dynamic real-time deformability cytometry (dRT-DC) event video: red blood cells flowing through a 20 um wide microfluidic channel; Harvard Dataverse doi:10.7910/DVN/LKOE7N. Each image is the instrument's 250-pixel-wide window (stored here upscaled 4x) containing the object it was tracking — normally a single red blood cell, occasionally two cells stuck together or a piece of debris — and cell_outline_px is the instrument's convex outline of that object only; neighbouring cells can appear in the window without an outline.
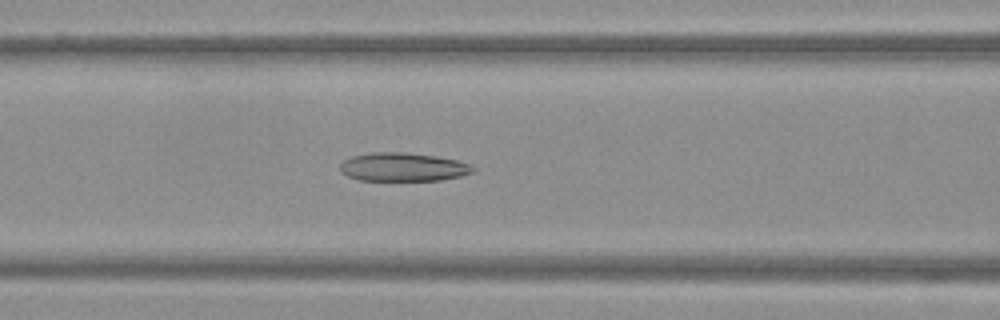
{"species": "Egyptian fruit bat (a non-hibernating species)", "species_latin": "Rousettus aegyptiacus", "temperature_condition": "warm", "stored_images_in_passage": 51, "camera_frame_rate_fps": 3000, "um_per_image_px": 0.085, "frame": {"image": 1, "passage_image": 22, "time_ms": 7.0, "image_size_px": [1000, 320], "cell_outline_px": [[476, 168], [472, 172], [460, 176], [440, 180], [360, 180], [348, 176], [340, 172], [340, 164], [344, 160], [352, 156], [372, 152], [404, 152], [436, 156], [456, 160], [468, 164]], "centroid_in_image_um": [34.23, 14.19], "position_along_channel_um": 132.4, "area_um2": 21.96}}
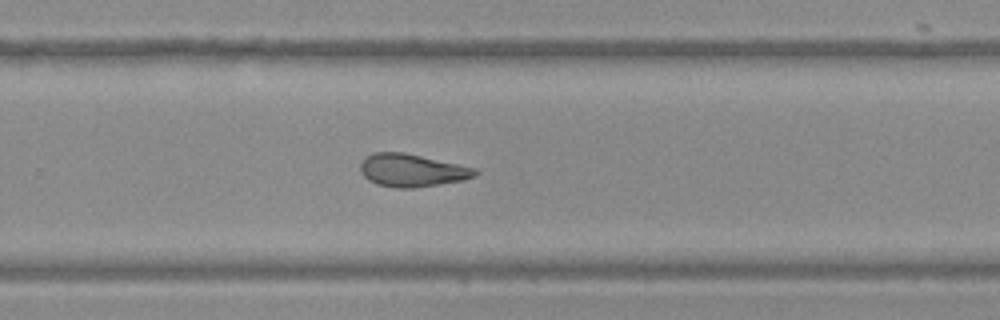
{"frame": {"image": 2, "passage_image": 34, "time_ms": 11.0, "image_size_px": [1000, 320], "cell_outline_px": [[480, 172], [476, 176], [460, 180], [412, 188], [396, 188], [376, 184], [368, 180], [360, 172], [360, 164], [372, 152], [404, 152], [476, 168]], "centroid_in_image_um": [34.99, 14.47], "position_along_channel_um": 294.8, "area_um2": 21.73}}
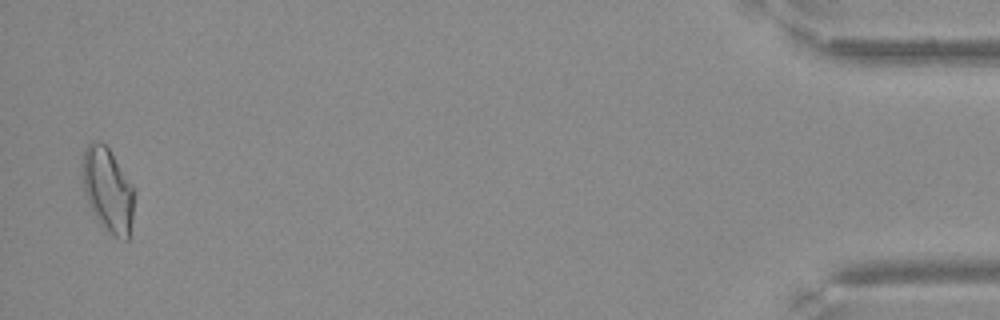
{"frame": {"image": 3, "passage_image": 50, "time_ms": 16.333, "image_size_px": [1000, 320], "cell_outline_px": [[136, 192], [128, 240], [124, 240], [112, 236], [100, 224], [84, 192], [80, 172], [84, 148], [92, 140], [100, 140], [108, 148], [132, 184]], "centroid_in_image_um": [9.15, 16.11], "position_along_channel_um": 426.0, "area_um2": 25.72}}